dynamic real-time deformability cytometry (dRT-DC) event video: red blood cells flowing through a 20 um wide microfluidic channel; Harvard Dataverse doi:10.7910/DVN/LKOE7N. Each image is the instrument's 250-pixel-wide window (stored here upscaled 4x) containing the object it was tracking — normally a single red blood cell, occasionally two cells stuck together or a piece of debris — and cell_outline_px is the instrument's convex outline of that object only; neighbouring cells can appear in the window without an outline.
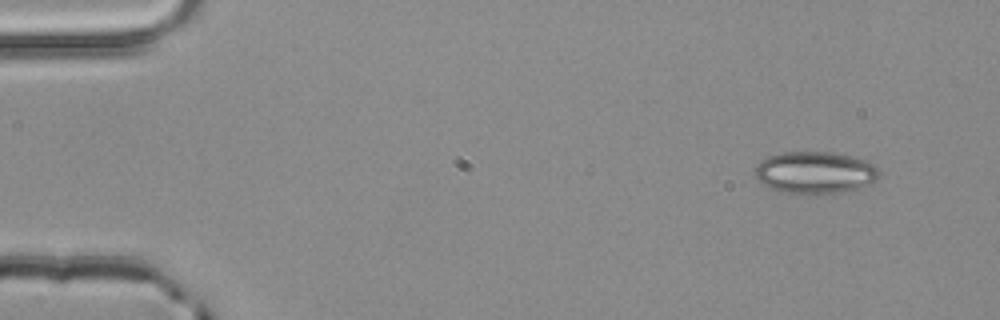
{"species": "common noctule bat (a hibernating species)", "species_latin": "Nyctalus noctula", "temperature_condition": "room temperature", "stored_images_in_passage": 2, "camera_frame_rate_fps": 3000, "um_per_image_px": 0.085, "animal": {"sex": "male", "body_mass_g": 20.4}, "frame": {"image": 1, "passage_image": 1, "time_ms": 0.0, "image_size_px": [1000, 320], "cell_outline_px": [[880, 176], [876, 180], [856, 188], [840, 192], [808, 196], [780, 192], [756, 180], [756, 164], [768, 156], [784, 152], [832, 152], [852, 156], [868, 160], [876, 164], [880, 168]], "centroid_in_image_um": [69.3, 14.68], "position_along_channel_um": 15.7, "area_um2": 30.98}}